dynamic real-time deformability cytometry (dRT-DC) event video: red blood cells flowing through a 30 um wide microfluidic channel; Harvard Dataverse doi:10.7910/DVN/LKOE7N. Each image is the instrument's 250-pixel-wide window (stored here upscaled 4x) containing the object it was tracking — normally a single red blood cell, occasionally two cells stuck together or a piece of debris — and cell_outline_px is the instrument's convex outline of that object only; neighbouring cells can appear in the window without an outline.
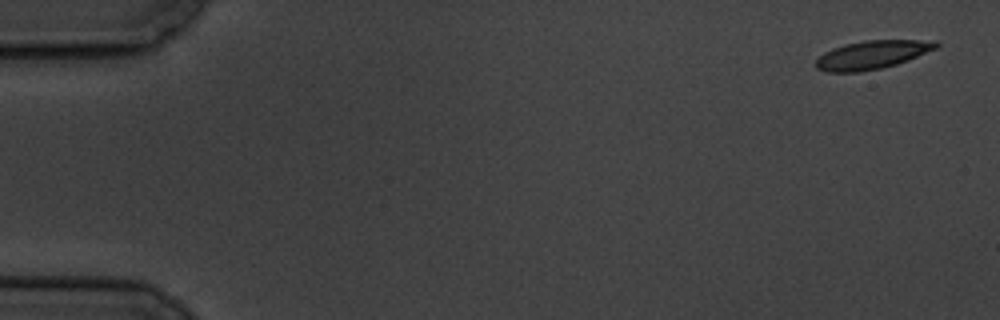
{"species": "common noctule bat (a hibernating species)", "species_latin": "Nyctalus noctula", "temperature_condition": "cold", "stored_images_in_passage": 6, "camera_frame_rate_fps": 3000, "um_per_image_px": 0.085, "animal": {"sex": "male", "body_mass_g": 19.5, "forearm_length_mm": 54.6}, "frame": {"image": 1, "passage_image": 1, "time_ms": 0.0, "image_size_px": [1000, 320], "cell_outline_px": [[940, 44], [936, 48], [908, 60], [896, 64], [880, 68], [860, 72], [828, 72], [816, 68], [816, 60], [824, 52], [832, 48], [844, 44], [864, 40], [936, 40]], "centroid_in_image_um": [74.12, 4.65], "position_along_channel_um": 10.9, "area_um2": 19.88}}
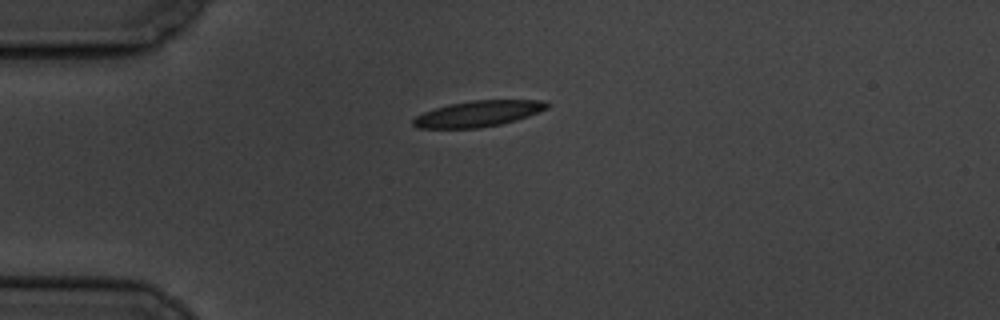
{"frame": {"image": 2, "passage_image": 4, "time_ms": 4.333, "image_size_px": [1000, 320], "cell_outline_px": [[552, 104], [548, 108], [528, 116], [516, 120], [500, 124], [476, 128], [416, 128], [412, 124], [412, 120], [416, 116], [424, 112], [448, 104], [472, 100], [544, 100]], "centroid_in_image_um": [40.66, 9.66], "position_along_channel_um": 44.3, "area_um2": 20.23}}
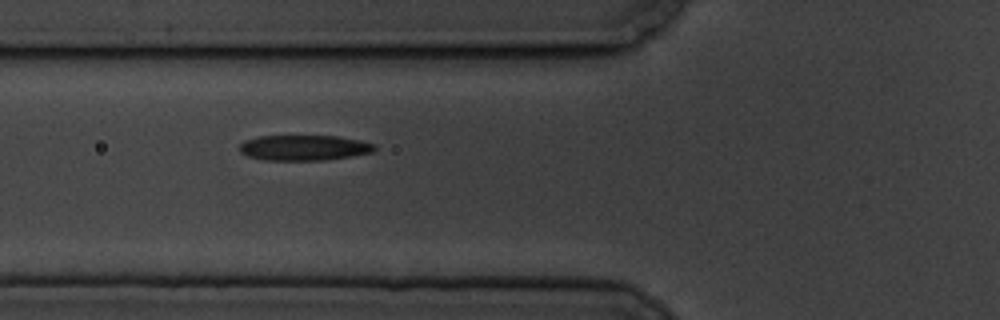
{"frame": {"image": 3, "passage_image": 6, "time_ms": 6.667, "image_size_px": [1000, 320], "cell_outline_px": [[376, 148], [372, 152], [352, 156], [324, 160], [264, 160], [248, 156], [240, 152], [240, 144], [244, 140], [260, 136], [340, 136], [360, 140], [376, 144]], "centroid_in_image_um": [25.86, 12.55], "position_along_channel_um": 99.9, "area_um2": 20.06}}